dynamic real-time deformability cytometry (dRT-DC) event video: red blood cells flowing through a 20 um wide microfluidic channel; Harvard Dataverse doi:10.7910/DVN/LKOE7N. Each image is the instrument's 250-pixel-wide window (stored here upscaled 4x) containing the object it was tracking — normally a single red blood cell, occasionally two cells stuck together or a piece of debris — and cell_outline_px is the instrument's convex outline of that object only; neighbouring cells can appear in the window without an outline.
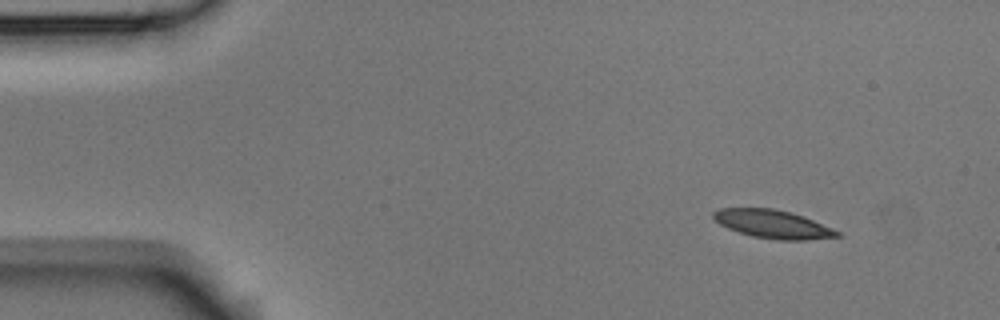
{"species": "Egyptian fruit bat (a non-hibernating species)", "species_latin": "Rousettus aegyptiacus", "temperature_condition": "room temperature", "stored_images_in_passage": 8, "camera_frame_rate_fps": 3000, "um_per_image_px": 0.085, "animal": {"sex": "male"}, "frame": {"image": 1, "passage_image": 2, "time_ms": 0.333, "image_size_px": [1000, 320], "cell_outline_px": [[840, 236], [808, 240], [776, 240], [752, 236], [728, 228], [712, 220], [712, 212], [720, 208], [772, 208], [792, 212], [804, 216], [832, 228], [840, 232]], "centroid_in_image_um": [65.67, 19.04], "position_along_channel_um": 19.3, "area_um2": 20.52}}
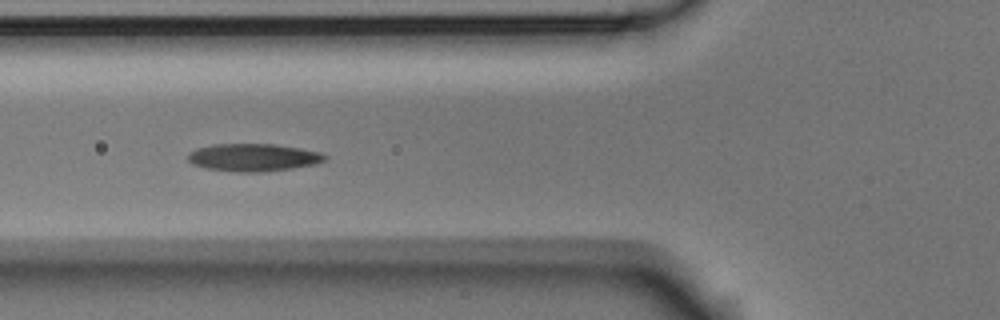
{"frame": {"image": 2, "passage_image": 6, "time_ms": 1.667, "image_size_px": [1000, 320], "cell_outline_px": [[328, 160], [316, 164], [292, 168], [260, 172], [236, 172], [208, 168], [192, 164], [188, 160], [188, 152], [196, 148], [212, 144], [276, 144], [300, 148], [320, 152], [328, 156]], "centroid_in_image_um": [21.55, 13.37], "position_along_channel_um": 104.2, "area_um2": 22.2}}
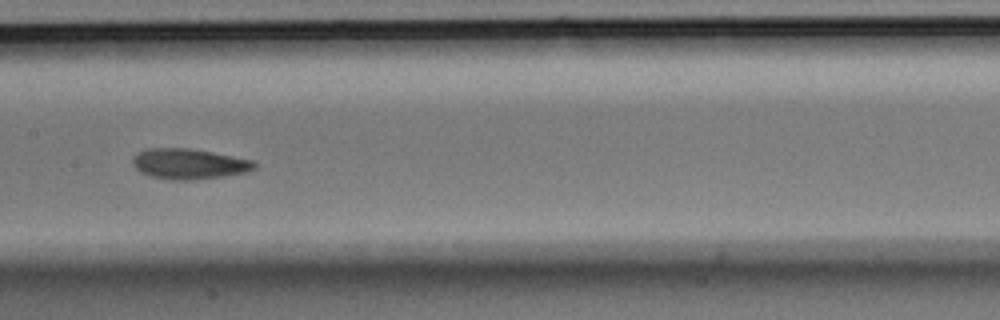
{"frame": {"image": 3, "passage_image": 8, "time_ms": 2.333, "image_size_px": [1000, 320], "cell_outline_px": [[256, 168], [248, 172], [224, 176], [192, 180], [172, 180], [152, 176], [140, 172], [132, 164], [132, 160], [144, 148], [188, 148], [212, 152], [256, 160]], "centroid_in_image_um": [16.11, 13.93], "position_along_channel_um": 191.3, "area_um2": 21.68}}